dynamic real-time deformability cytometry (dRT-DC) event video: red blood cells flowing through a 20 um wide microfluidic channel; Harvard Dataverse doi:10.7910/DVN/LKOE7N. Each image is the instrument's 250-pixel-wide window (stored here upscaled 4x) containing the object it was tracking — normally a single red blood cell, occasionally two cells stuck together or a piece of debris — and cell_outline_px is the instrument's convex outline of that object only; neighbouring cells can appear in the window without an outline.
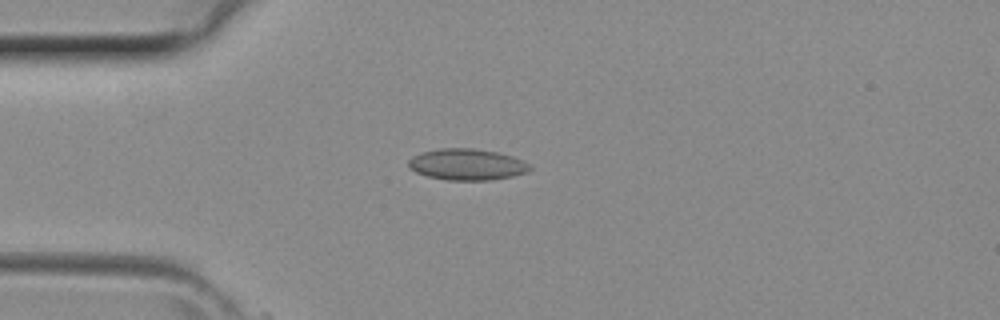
{"species": "common noctule bat (a hibernating species)", "species_latin": "Nyctalus noctula", "temperature_condition": "room temperature", "stored_images_in_passage": 6, "camera_frame_rate_fps": 3000, "um_per_image_px": 0.085, "animal": {"sex": "female", "body_mass_g": 29.2, "forearm_length_mm": 56.3}, "frame": {"image": 1, "passage_image": 4, "time_ms": 1.0, "image_size_px": [1000, 320], "cell_outline_px": [[532, 168], [528, 172], [512, 176], [492, 180], [448, 180], [428, 176], [416, 172], [408, 168], [408, 160], [412, 156], [424, 152], [440, 148], [472, 148], [496, 152], [512, 156], [524, 160]], "centroid_in_image_um": [39.7, 13.98], "position_along_channel_um": 45.3, "area_um2": 22.14}}